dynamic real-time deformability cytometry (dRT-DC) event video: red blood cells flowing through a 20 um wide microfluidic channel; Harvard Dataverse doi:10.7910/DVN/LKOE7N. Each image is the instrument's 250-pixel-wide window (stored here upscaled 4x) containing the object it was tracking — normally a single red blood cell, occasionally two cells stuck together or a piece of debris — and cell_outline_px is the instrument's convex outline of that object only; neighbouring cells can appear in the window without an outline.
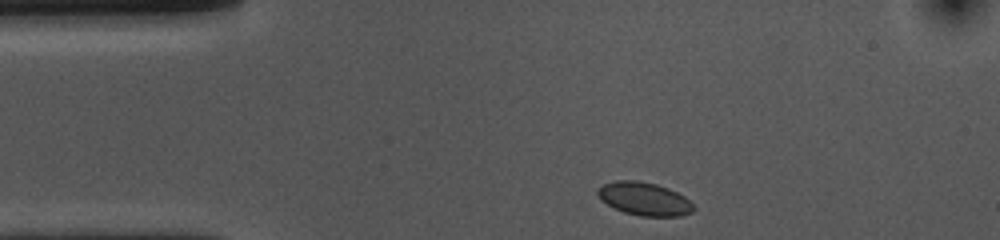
{"species": "common noctule bat (a hibernating species)", "species_latin": "Nyctalus noctula", "temperature_condition": "cold", "stored_images_in_passage": 2, "camera_frame_rate_fps": 3000, "um_per_image_px": 0.085, "animal": {"sex": "female", "body_mass_g": 10.0, "forearm_length_mm": 53.1}, "frame": {"image": 1, "passage_image": 1, "time_ms": 0.0, "image_size_px": [1000, 240], "cell_outline_px": [[696, 208], [692, 212], [680, 216], [640, 216], [624, 212], [600, 200], [596, 192], [596, 188], [604, 184], [616, 180], [636, 180], [656, 184], [668, 188], [684, 196]], "centroid_in_image_um": [54.75, 16.9], "position_along_channel_um": 30.3, "area_um2": 18.5}}